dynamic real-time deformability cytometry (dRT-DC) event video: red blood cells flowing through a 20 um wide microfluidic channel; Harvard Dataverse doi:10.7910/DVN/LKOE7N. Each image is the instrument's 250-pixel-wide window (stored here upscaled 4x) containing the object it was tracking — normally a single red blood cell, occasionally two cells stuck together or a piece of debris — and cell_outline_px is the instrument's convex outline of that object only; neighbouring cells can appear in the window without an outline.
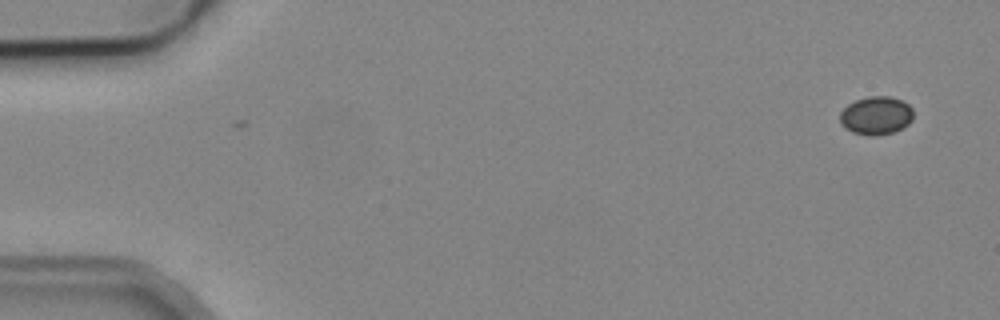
{"species": "common noctule bat (a hibernating species)", "species_latin": "Nyctalus noctula", "temperature_condition": "cold", "stored_images_in_passage": 2, "camera_frame_rate_fps": 3000, "um_per_image_px": 0.085, "animal": {"sex": "male", "body_mass_g": 19.2, "forearm_length_mm": 51.8}, "frame": {"image": 1, "passage_image": 2, "time_ms": 1.333, "image_size_px": [1000, 320], "cell_outline_px": [[912, 120], [908, 124], [892, 132], [876, 136], [868, 136], [852, 132], [844, 128], [840, 124], [840, 112], [848, 104], [856, 100], [868, 96], [888, 96], [900, 100], [908, 104], [912, 108]], "centroid_in_image_um": [74.43, 9.83], "position_along_channel_um": 10.6, "area_um2": 16.36}}